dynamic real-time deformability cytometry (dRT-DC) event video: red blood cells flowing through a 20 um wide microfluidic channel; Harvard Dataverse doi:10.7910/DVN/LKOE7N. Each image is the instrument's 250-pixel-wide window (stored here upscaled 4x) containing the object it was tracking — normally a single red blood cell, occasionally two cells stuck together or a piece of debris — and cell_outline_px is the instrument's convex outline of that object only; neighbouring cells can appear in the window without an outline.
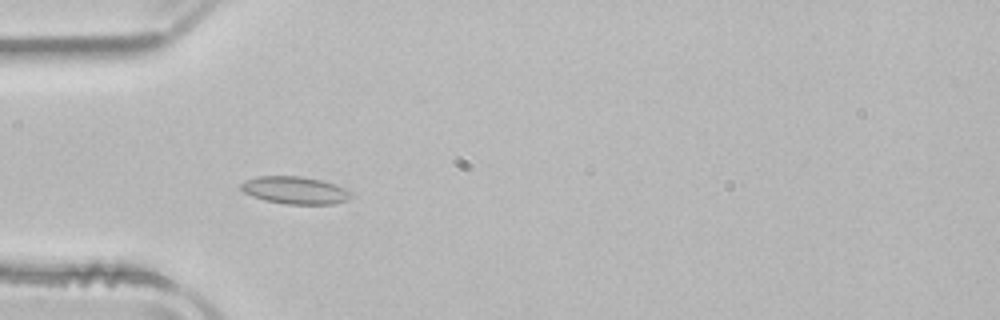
{"species": "common noctule bat (a hibernating species)", "species_latin": "Nyctalus noctula", "temperature_condition": "room temperature", "stored_images_in_passage": 52, "camera_frame_rate_fps": 3000, "um_per_image_px": 0.085, "animal": {"sex": "male", "body_mass_g": 21.5, "forearm_length_mm": 52.0}, "frame": {"image": 1, "passage_image": 16, "time_ms": 5.0, "image_size_px": [1000, 320], "cell_outline_px": [[352, 196], [348, 200], [332, 204], [284, 204], [264, 200], [252, 196], [244, 192], [240, 188], [240, 184], [244, 180], [256, 176], [300, 176], [320, 180], [336, 184], [352, 192]], "centroid_in_image_um": [25.06, 16.17], "position_along_channel_um": 59.9, "area_um2": 17.74}}
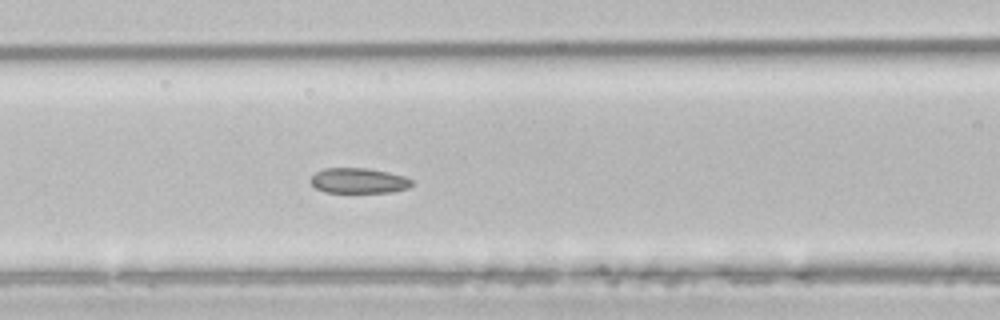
{"frame": {"image": 2, "passage_image": 22, "time_ms": 7.0, "image_size_px": [1000, 320], "cell_outline_px": [[412, 184], [408, 188], [392, 192], [324, 192], [316, 188], [308, 180], [316, 172], [324, 168], [368, 168], [388, 172], [404, 176], [412, 180]], "centroid_in_image_um": [30.47, 15.35], "position_along_channel_um": 136.1, "area_um2": 14.91}}
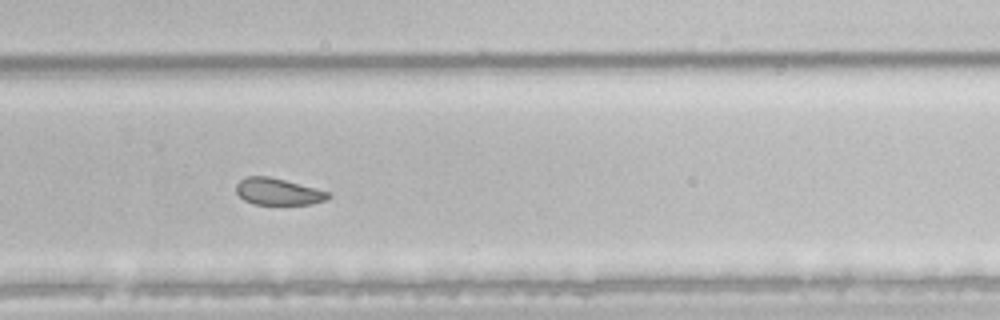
{"frame": {"image": 3, "passage_image": 35, "time_ms": 11.333, "image_size_px": [1000, 320], "cell_outline_px": [[332, 196], [324, 200], [312, 204], [252, 204], [244, 200], [236, 192], [236, 184], [244, 176], [268, 176], [284, 180], [328, 192]], "centroid_in_image_um": [23.58, 16.29], "position_along_channel_um": 306.2, "area_um2": 14.16}, "authors_computed_cell_mechanics": {"area_um2": 17.6868, "velocity_mm_per_s": 3.934, "shape_relaxation_time_tau1_ms": 3.39, "shape_relaxation_time_tau2_ms": 2.3119, "deformation_change_tau1": 0.0729, "deformation_change_tau2": 0.0582}}